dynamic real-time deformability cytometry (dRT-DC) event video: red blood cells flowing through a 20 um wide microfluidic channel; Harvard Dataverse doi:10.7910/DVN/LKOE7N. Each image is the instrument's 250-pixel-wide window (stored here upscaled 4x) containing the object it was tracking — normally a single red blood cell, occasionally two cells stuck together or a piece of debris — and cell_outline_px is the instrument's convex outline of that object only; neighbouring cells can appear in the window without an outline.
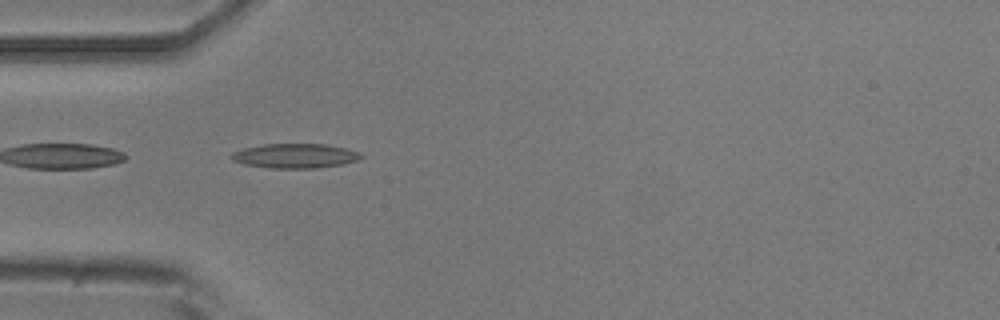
{"species": "common noctule bat (a hibernating species)", "species_latin": "Nyctalus noctula", "temperature_condition": "room temperature", "stored_images_in_passage": 14, "camera_frame_rate_fps": 3000, "um_per_image_px": 0.085, "animal": {"sex": "male", "body_mass_g": 20.5, "forearm_length_mm": 52.5}, "frame": {"image": 1, "passage_image": 1, "time_ms": 0.0, "image_size_px": [1000, 320], "cell_outline_px": [[364, 156], [360, 160], [344, 164], [316, 168], [268, 168], [244, 164], [232, 160], [228, 156], [232, 152], [244, 148], [264, 144], [328, 144], [360, 152]], "centroid_in_image_um": [25.09, 13.25], "position_along_channel_um": 59.9, "area_um2": 18.73}}
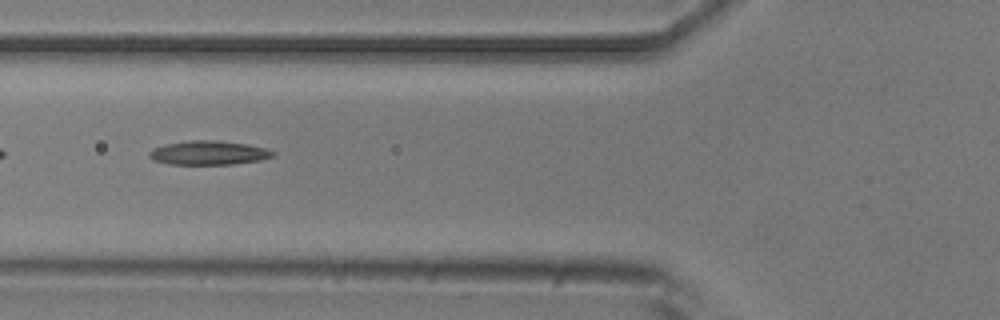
{"frame": {"image": 2, "passage_image": 5, "time_ms": 1.333, "image_size_px": [1000, 320], "cell_outline_px": [[276, 152], [272, 156], [260, 160], [232, 164], [168, 164], [156, 160], [148, 156], [148, 152], [152, 148], [164, 144], [192, 140], [216, 140], [248, 144], [264, 148]], "centroid_in_image_um": [17.71, 12.98], "position_along_channel_um": 108.1, "area_um2": 17.22}}